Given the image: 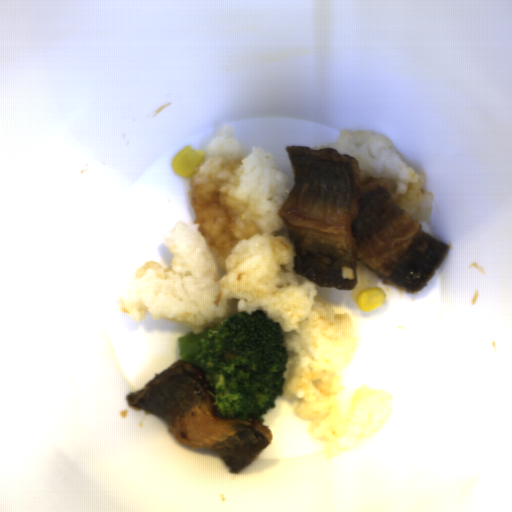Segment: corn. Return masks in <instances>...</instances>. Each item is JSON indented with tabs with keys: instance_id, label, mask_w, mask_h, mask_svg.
Instances as JSON below:
<instances>
[{
	"instance_id": "corn-2",
	"label": "corn",
	"mask_w": 512,
	"mask_h": 512,
	"mask_svg": "<svg viewBox=\"0 0 512 512\" xmlns=\"http://www.w3.org/2000/svg\"><path fill=\"white\" fill-rule=\"evenodd\" d=\"M386 295L381 287H371L358 293L355 304L362 312H371L385 303Z\"/></svg>"
},
{
	"instance_id": "corn-1",
	"label": "corn",
	"mask_w": 512,
	"mask_h": 512,
	"mask_svg": "<svg viewBox=\"0 0 512 512\" xmlns=\"http://www.w3.org/2000/svg\"><path fill=\"white\" fill-rule=\"evenodd\" d=\"M205 158V151L193 150L191 145H187L173 157L172 168L180 177L190 178L195 168L201 166Z\"/></svg>"
}]
</instances>
